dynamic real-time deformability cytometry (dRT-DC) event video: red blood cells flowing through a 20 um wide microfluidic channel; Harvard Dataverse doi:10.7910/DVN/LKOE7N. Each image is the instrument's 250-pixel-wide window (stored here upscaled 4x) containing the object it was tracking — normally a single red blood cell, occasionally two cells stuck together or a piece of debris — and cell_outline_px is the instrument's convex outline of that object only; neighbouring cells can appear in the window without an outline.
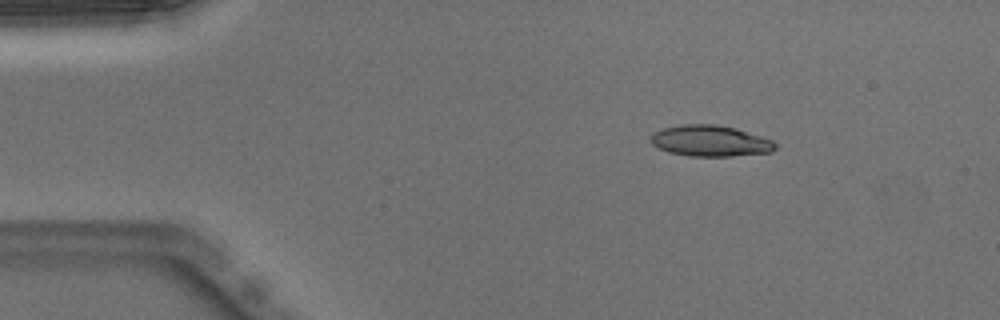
{"species": "Egyptian fruit bat (a non-hibernating species)", "species_latin": "Rousettus aegyptiacus", "temperature_condition": "warm", "stored_images_in_passage": 44, "camera_frame_rate_fps": 3000, "um_per_image_px": 0.085, "animal": {"sex": "male"}, "frame": {"image": 1, "passage_image": 1, "time_ms": 0.0, "image_size_px": [1000, 320], "cell_outline_px": [[776, 148], [772, 152], [732, 156], [688, 156], [668, 152], [652, 144], [652, 132], [664, 128], [680, 124], [716, 124], [736, 128], [772, 140], [776, 144]], "centroid_in_image_um": [60.38, 11.97], "position_along_channel_um": 24.6, "area_um2": 22.54}}
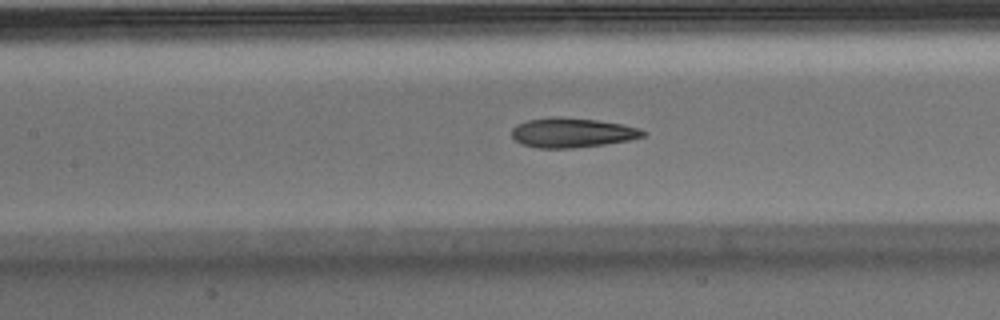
{"frame": {"image": 2, "passage_image": 16, "time_ms": 5.0, "image_size_px": [1000, 320], "cell_outline_px": [[648, 132], [644, 136], [628, 140], [604, 144], [572, 148], [540, 148], [524, 144], [516, 140], [512, 136], [512, 128], [516, 124], [528, 120], [552, 116], [560, 116], [596, 120], [624, 124], [640, 128]], "centroid_in_image_um": [48.65, 11.26], "position_along_channel_um": 158.8, "area_um2": 22.66}}
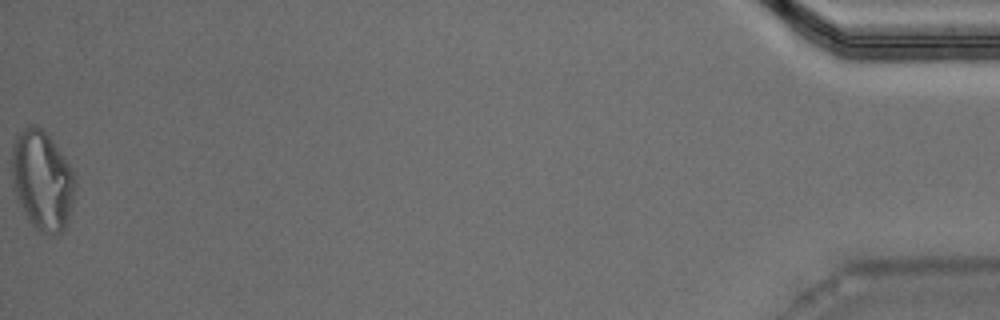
{"frame": {"image": 3, "passage_image": 44, "time_ms": 14.333, "image_size_px": [1000, 320], "cell_outline_px": [[76, 184], [72, 208], [68, 224], [60, 232], [52, 236], [36, 228], [28, 220], [20, 204], [16, 192], [12, 176], [12, 144], [16, 136], [28, 124], [32, 124], [40, 128], [52, 140], [64, 156], [72, 168], [76, 180]], "centroid_in_image_um": [3.62, 15.33], "position_along_channel_um": 431.6, "area_um2": 36.65}, "authors_computed_cell_mechanics": {"area_um2": 23.0911, "velocity_mm_per_s": 3.9942, "shape_relaxation_time_tau1_ms": null, "shape_relaxation_time_tau2_ms": 2.5655, "deformation_change_tau1": null, "deformation_change_tau2": 0.1074}}